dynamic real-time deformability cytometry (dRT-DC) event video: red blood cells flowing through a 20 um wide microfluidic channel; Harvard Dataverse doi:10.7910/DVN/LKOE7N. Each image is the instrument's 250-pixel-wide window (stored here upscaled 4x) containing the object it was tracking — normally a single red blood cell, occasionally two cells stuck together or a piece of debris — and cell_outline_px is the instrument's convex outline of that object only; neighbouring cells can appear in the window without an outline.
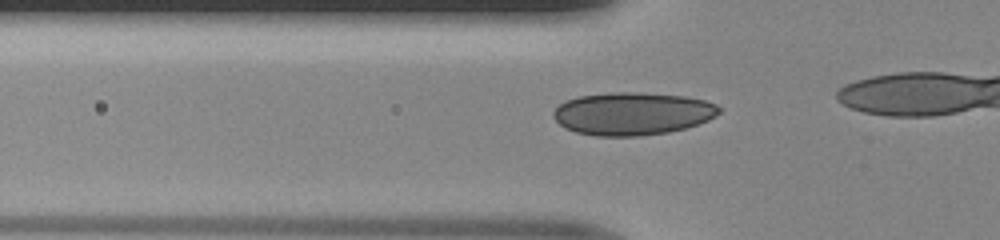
{"species": "human", "species_latin": "Homo sapiens", "temperature_condition": "room temperature", "stored_images_in_passage": 26, "camera_frame_rate_fps": 3000, "um_per_image_px": 0.085, "donor": {"sex": "male"}, "frame": {"image": 1, "passage_image": 3, "time_ms": 0.667, "image_size_px": [1000, 240], "cell_outline_px": [[720, 112], [716, 116], [708, 120], [684, 128], [668, 132], [640, 136], [596, 136], [576, 132], [564, 128], [552, 116], [552, 112], [564, 100], [580, 96], [612, 92], [640, 92], [684, 96], [704, 100], [716, 104], [720, 108]], "centroid_in_image_um": [53.73, 9.65], "position_along_channel_um": 72.1, "area_um2": 41.38}}
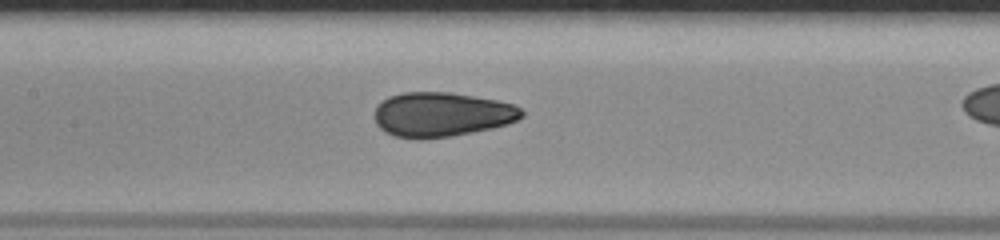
{"frame": {"image": 2, "passage_image": 10, "time_ms": 3.0, "image_size_px": [1000, 240], "cell_outline_px": [[524, 116], [508, 124], [492, 128], [452, 136], [420, 140], [416, 140], [392, 136], [384, 132], [376, 124], [376, 104], [388, 96], [404, 92], [448, 92], [496, 100], [512, 104], [520, 108], [524, 112]], "centroid_in_image_um": [37.51, 9.75], "position_along_channel_um": 169.9, "area_um2": 38.44}}
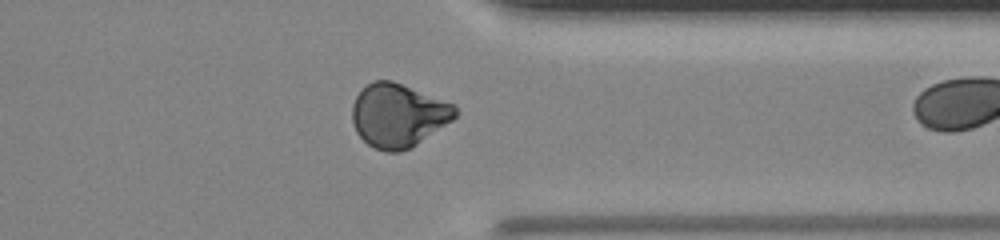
{"frame": {"image": 3, "passage_image": 25, "time_ms": 8.0, "image_size_px": [1000, 240], "cell_outline_px": [[456, 116], [452, 120], [416, 144], [400, 152], [388, 152], [376, 148], [368, 144], [356, 132], [352, 120], [352, 104], [356, 96], [372, 80], [392, 80], [456, 104]], "centroid_in_image_um": [33.84, 9.78], "position_along_channel_um": 377.6, "area_um2": 37.92}}